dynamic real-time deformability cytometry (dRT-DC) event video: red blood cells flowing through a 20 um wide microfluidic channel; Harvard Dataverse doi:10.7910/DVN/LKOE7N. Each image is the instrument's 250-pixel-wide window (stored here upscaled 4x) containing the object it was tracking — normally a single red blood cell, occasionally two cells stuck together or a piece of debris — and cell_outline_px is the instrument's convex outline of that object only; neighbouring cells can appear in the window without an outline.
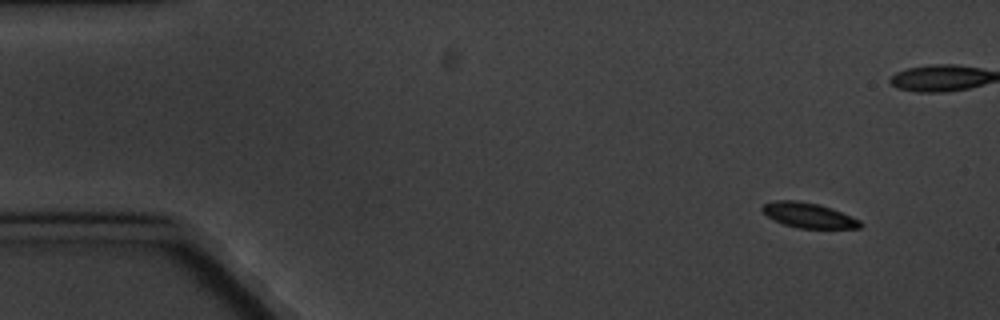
{"species": "common noctule bat (a hibernating species)", "species_latin": "Nyctalus noctula", "temperature_condition": "cold", "stored_images_in_passage": 10, "camera_frame_rate_fps": 3000, "um_per_image_px": 0.085, "animal": {"sex": "male", "body_mass_g": 20.1, "forearm_length_mm": 53.5}, "frame": {"image": 1, "passage_image": 1, "time_ms": 0.0, "image_size_px": [1000, 320], "cell_outline_px": [[864, 224], [860, 228], [800, 228], [784, 224], [768, 216], [760, 208], [764, 204], [776, 200], [796, 200], [816, 204], [840, 212], [860, 220]], "centroid_in_image_um": [68.73, 18.3], "position_along_channel_um": 16.3, "area_um2": 13.93}}